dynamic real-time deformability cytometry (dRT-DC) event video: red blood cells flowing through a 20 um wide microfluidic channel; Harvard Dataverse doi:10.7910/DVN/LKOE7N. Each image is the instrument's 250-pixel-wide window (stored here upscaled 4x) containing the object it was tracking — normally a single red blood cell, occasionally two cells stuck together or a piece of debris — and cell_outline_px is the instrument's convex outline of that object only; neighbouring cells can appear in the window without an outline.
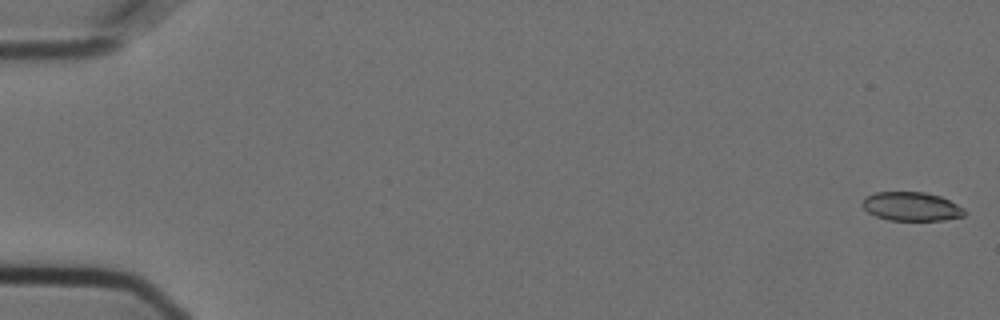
{"species": "Egyptian fruit bat (a non-hibernating species)", "species_latin": "Rousettus aegyptiacus", "temperature_condition": "cold", "stored_images_in_passage": 11, "camera_frame_rate_fps": 3000, "um_per_image_px": 0.085, "animal": {"sex": "female"}, "frame": {"image": 1, "passage_image": 1, "time_ms": 0.0, "image_size_px": [1000, 320], "cell_outline_px": [[968, 212], [964, 216], [944, 220], [888, 220], [876, 216], [868, 212], [860, 204], [864, 196], [876, 192], [924, 192], [940, 196], [964, 208]], "centroid_in_image_um": [77.45, 17.55], "position_along_channel_um": 7.5, "area_um2": 17.28}}